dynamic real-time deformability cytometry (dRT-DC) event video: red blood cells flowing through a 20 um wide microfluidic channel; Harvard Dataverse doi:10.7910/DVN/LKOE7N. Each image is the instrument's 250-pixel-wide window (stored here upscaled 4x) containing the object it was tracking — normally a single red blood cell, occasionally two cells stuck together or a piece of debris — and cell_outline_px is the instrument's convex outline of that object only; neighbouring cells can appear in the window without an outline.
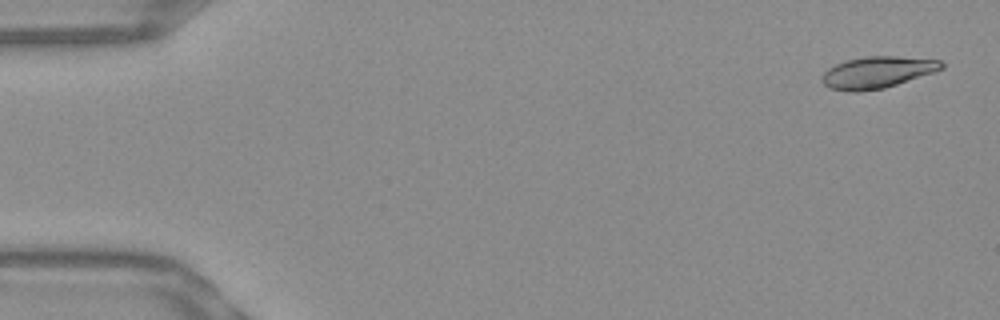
{"species": "Egyptian fruit bat (a non-hibernating species)", "species_latin": "Rousettus aegyptiacus", "temperature_condition": "warm", "stored_images_in_passage": 53, "camera_frame_rate_fps": 3000, "um_per_image_px": 0.085, "frame": {"image": 1, "passage_image": 2, "time_ms": 0.333, "image_size_px": [1000, 320], "cell_outline_px": [[944, 68], [936, 72], [884, 88], [856, 92], [848, 92], [828, 88], [820, 80], [824, 72], [828, 68], [844, 60], [864, 56], [896, 56], [940, 60], [944, 64]], "centroid_in_image_um": [74.55, 6.15], "position_along_channel_um": 10.4, "area_um2": 22.31}}
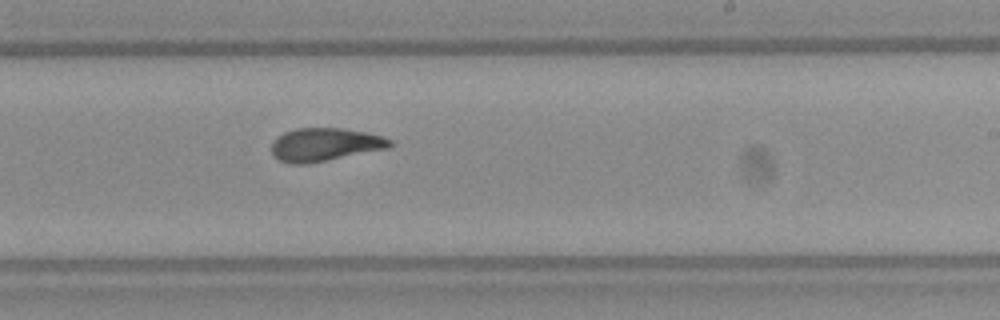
{"frame": {"image": 2, "passage_image": 32, "time_ms": 10.333, "image_size_px": [1000, 320], "cell_outline_px": [[392, 144], [388, 148], [308, 164], [292, 164], [280, 160], [272, 156], [272, 144], [276, 136], [284, 132], [296, 128], [340, 128], [364, 132], [380, 136], [392, 140]], "centroid_in_image_um": [27.56, 12.29], "position_along_channel_um": 261.4, "area_um2": 22.77}}
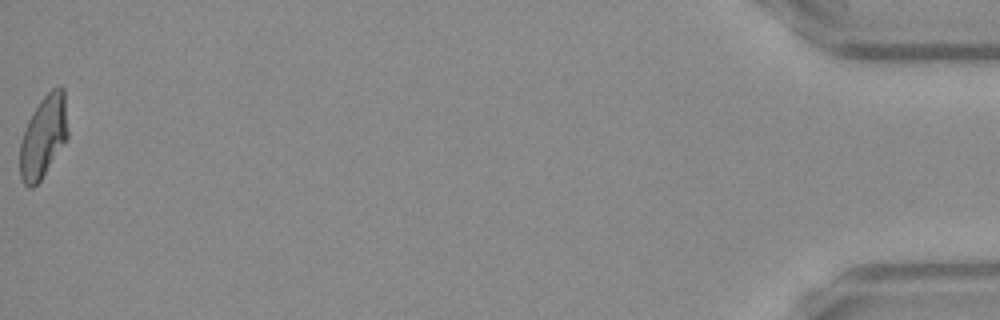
{"frame": {"image": 3, "passage_image": 53, "time_ms": 17.333, "image_size_px": [1000, 320], "cell_outline_px": [[68, 136], [40, 180], [32, 188], [28, 188], [24, 184], [20, 176], [20, 144], [28, 120], [32, 112], [40, 100], [52, 88], [64, 88], [68, 132]], "centroid_in_image_um": [3.68, 11.61], "position_along_channel_um": 431.5, "area_um2": 22.54}, "authors_computed_cell_mechanics": {"area_um2": 22.831, "velocity_mm_per_s": 3.8379, "shape_relaxation_time_tau1_ms": 7.4031, "shape_relaxation_time_tau2_ms": 1.6949, "deformation_change_tau1": 0.2307, "deformation_change_tau2": 0.0733}}